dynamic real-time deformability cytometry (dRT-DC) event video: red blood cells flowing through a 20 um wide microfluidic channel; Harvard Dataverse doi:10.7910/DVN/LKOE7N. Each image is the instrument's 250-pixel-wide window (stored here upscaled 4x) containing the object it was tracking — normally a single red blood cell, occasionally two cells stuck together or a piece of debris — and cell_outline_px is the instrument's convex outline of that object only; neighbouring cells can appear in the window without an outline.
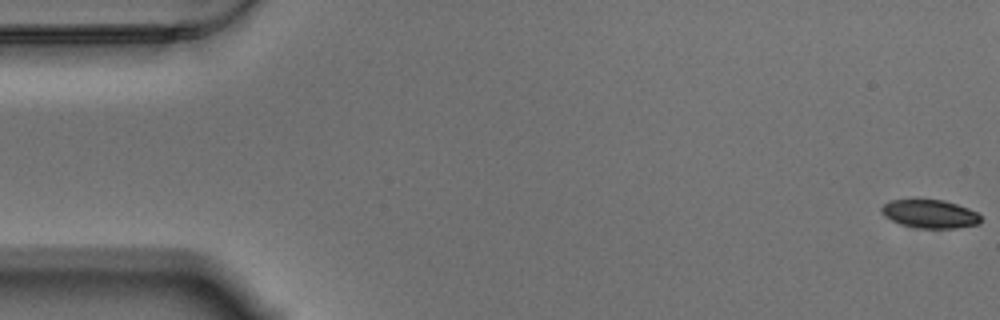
{"species": "Egyptian fruit bat (a non-hibernating species)", "species_latin": "Rousettus aegyptiacus", "temperature_condition": "warm", "stored_images_in_passage": 59, "camera_frame_rate_fps": 3000, "um_per_image_px": 0.085, "animal": {"sex": "male"}, "frame": {"image": 1, "passage_image": 1, "time_ms": 0.0, "image_size_px": [1000, 320], "cell_outline_px": [[980, 224], [956, 228], [916, 228], [900, 224], [884, 216], [880, 212], [880, 208], [884, 204], [892, 200], [916, 196], [944, 200], [968, 208], [976, 212], [980, 216]], "centroid_in_image_um": [78.98, 18.13], "position_along_channel_um": 6.0, "area_um2": 17.11}}
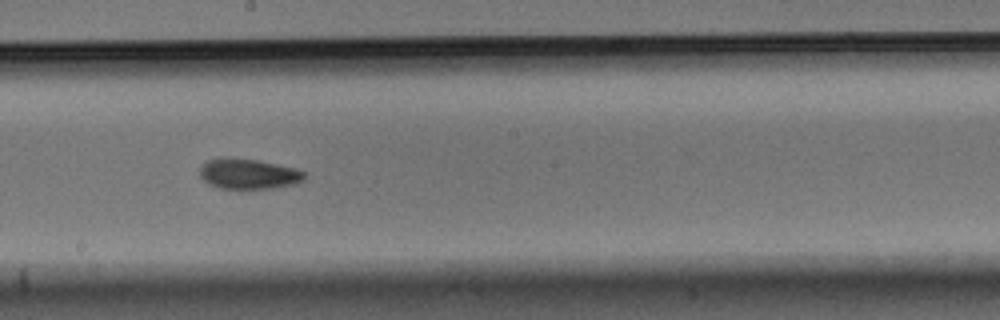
{"frame": {"image": 2, "passage_image": 32, "time_ms": 10.333, "image_size_px": [1000, 320], "cell_outline_px": [[304, 180], [292, 184], [272, 188], [220, 188], [208, 184], [200, 176], [200, 164], [208, 160], [220, 156], [256, 160], [296, 168], [304, 172]], "centroid_in_image_um": [21.06, 14.76], "position_along_channel_um": 227.1, "area_um2": 18.44}}
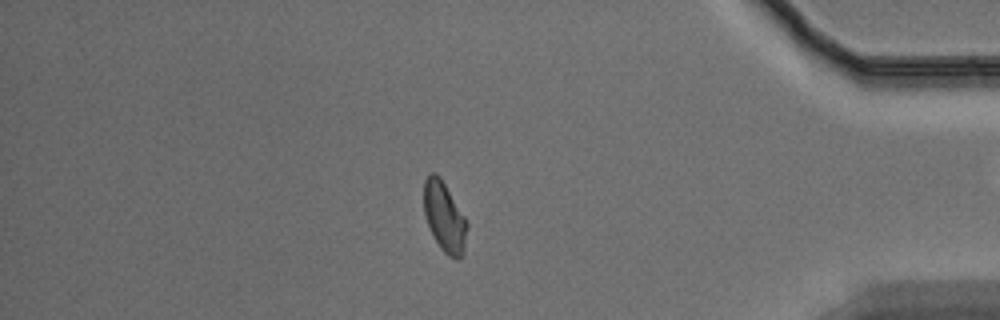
{"frame": {"image": 3, "passage_image": 50, "time_ms": 16.333, "image_size_px": [1000, 320], "cell_outline_px": [[468, 228], [464, 252], [456, 260], [448, 256], [440, 248], [428, 224], [424, 212], [424, 180], [428, 172], [436, 172], [440, 176], [468, 220]], "centroid_in_image_um": [37.8, 18.41], "position_along_channel_um": 397.4, "area_um2": 17.86}, "authors_computed_cell_mechanics": {"area_um2": 17.918, "velocity_mm_per_s": 3.459, "shape_relaxation_time_tau1_ms": 3.165, "shape_relaxation_time_tau2_ms": 4.7593, "deformation_change_tau1": 0.1138, "deformation_change_tau2": 0.0932}}